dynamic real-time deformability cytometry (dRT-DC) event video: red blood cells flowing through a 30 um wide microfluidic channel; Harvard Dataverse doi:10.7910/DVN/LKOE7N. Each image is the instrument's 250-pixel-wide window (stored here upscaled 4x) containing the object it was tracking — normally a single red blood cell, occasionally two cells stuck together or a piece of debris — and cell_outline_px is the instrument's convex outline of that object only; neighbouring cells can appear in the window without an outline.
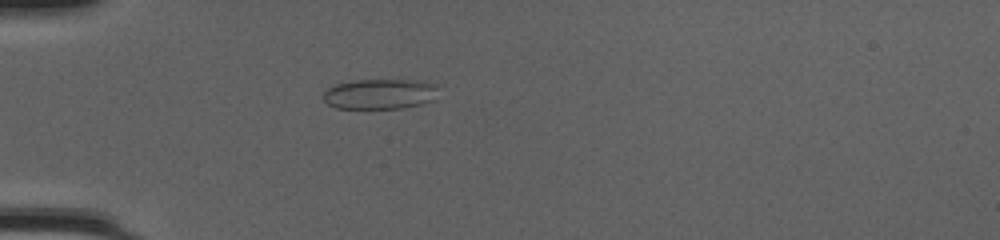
{"species": "common noctule bat (a hibernating species)", "species_latin": "Nyctalus noctula", "temperature_condition": "cold", "stored_images_in_passage": 36, "camera_frame_rate_fps": 3000, "um_per_image_px": 0.085, "animal": {"sex": "female", "body_mass_g": 20.0, "forearm_length_mm": 54.0}, "frame": {"image": 1, "passage_image": 2, "time_ms": 0.333, "image_size_px": [1000, 240], "cell_outline_px": [[436, 88], [432, 100], [420, 104], [404, 108], [336, 108], [328, 104], [324, 100], [324, 92], [332, 84], [352, 80], [420, 80], [436, 84]], "centroid_in_image_um": [32.24, 7.98], "position_along_channel_um": 52.8, "area_um2": 20.23}}
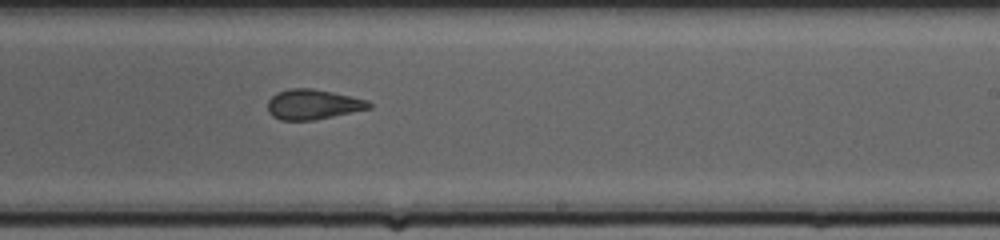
{"frame": {"image": 2, "passage_image": 18, "time_ms": 5.667, "image_size_px": [1000, 240], "cell_outline_px": [[372, 108], [312, 120], [280, 120], [272, 116], [268, 112], [268, 100], [276, 92], [288, 88], [312, 88], [332, 92], [368, 100], [372, 104]], "centroid_in_image_um": [26.58, 8.86], "position_along_channel_um": 262.4, "area_um2": 17.74}}
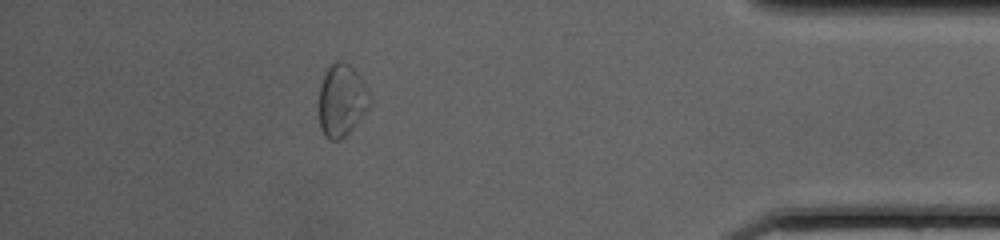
{"frame": {"image": 3, "passage_image": 31, "time_ms": 10.0, "image_size_px": [1000, 240], "cell_outline_px": [[372, 104], [352, 128], [340, 140], [328, 140], [324, 136], [320, 128], [316, 104], [320, 84], [324, 72], [336, 60], [344, 60], [364, 80], [372, 96]], "centroid_in_image_um": [29.02, 8.52], "position_along_channel_um": 406.2, "area_um2": 22.31}, "authors_computed_cell_mechanics": {"area_um2": 18.8717, "velocity_mm_per_s": 4.2353, "shape_relaxation_time_tau1_ms": null, "shape_relaxation_time_tau2_ms": 0.9952, "deformation_change_tau1": null, "deformation_change_tau2": 0.0763}}